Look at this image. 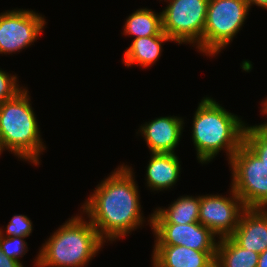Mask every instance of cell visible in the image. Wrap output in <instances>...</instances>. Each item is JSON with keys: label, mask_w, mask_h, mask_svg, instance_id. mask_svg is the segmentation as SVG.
Wrapping results in <instances>:
<instances>
[{"label": "cell", "mask_w": 267, "mask_h": 267, "mask_svg": "<svg viewBox=\"0 0 267 267\" xmlns=\"http://www.w3.org/2000/svg\"><path fill=\"white\" fill-rule=\"evenodd\" d=\"M137 185L133 168L121 164L81 205L104 242L120 240L146 222Z\"/></svg>", "instance_id": "1"}, {"label": "cell", "mask_w": 267, "mask_h": 267, "mask_svg": "<svg viewBox=\"0 0 267 267\" xmlns=\"http://www.w3.org/2000/svg\"><path fill=\"white\" fill-rule=\"evenodd\" d=\"M192 142L199 163L207 164L220 151L228 161L244 143L246 123L211 97H203L194 113Z\"/></svg>", "instance_id": "2"}, {"label": "cell", "mask_w": 267, "mask_h": 267, "mask_svg": "<svg viewBox=\"0 0 267 267\" xmlns=\"http://www.w3.org/2000/svg\"><path fill=\"white\" fill-rule=\"evenodd\" d=\"M82 213L72 216L42 244L34 266L86 267L105 242Z\"/></svg>", "instance_id": "3"}, {"label": "cell", "mask_w": 267, "mask_h": 267, "mask_svg": "<svg viewBox=\"0 0 267 267\" xmlns=\"http://www.w3.org/2000/svg\"><path fill=\"white\" fill-rule=\"evenodd\" d=\"M24 87L14 98L0 106V152L8 151L22 161L39 165L45 151L38 120Z\"/></svg>", "instance_id": "4"}, {"label": "cell", "mask_w": 267, "mask_h": 267, "mask_svg": "<svg viewBox=\"0 0 267 267\" xmlns=\"http://www.w3.org/2000/svg\"><path fill=\"white\" fill-rule=\"evenodd\" d=\"M245 0H209L202 38V54L215 56L226 48L247 19Z\"/></svg>", "instance_id": "5"}, {"label": "cell", "mask_w": 267, "mask_h": 267, "mask_svg": "<svg viewBox=\"0 0 267 267\" xmlns=\"http://www.w3.org/2000/svg\"><path fill=\"white\" fill-rule=\"evenodd\" d=\"M231 188L246 208L267 209V165L244 143L229 160Z\"/></svg>", "instance_id": "6"}, {"label": "cell", "mask_w": 267, "mask_h": 267, "mask_svg": "<svg viewBox=\"0 0 267 267\" xmlns=\"http://www.w3.org/2000/svg\"><path fill=\"white\" fill-rule=\"evenodd\" d=\"M162 31L172 42L193 44L202 53V38L209 0H164Z\"/></svg>", "instance_id": "7"}, {"label": "cell", "mask_w": 267, "mask_h": 267, "mask_svg": "<svg viewBox=\"0 0 267 267\" xmlns=\"http://www.w3.org/2000/svg\"><path fill=\"white\" fill-rule=\"evenodd\" d=\"M46 20L32 9H14L0 13V54L20 52L41 35Z\"/></svg>", "instance_id": "8"}, {"label": "cell", "mask_w": 267, "mask_h": 267, "mask_svg": "<svg viewBox=\"0 0 267 267\" xmlns=\"http://www.w3.org/2000/svg\"><path fill=\"white\" fill-rule=\"evenodd\" d=\"M231 196L201 195L199 222L219 239L230 237L238 226L242 212L246 209L241 198L231 188Z\"/></svg>", "instance_id": "9"}, {"label": "cell", "mask_w": 267, "mask_h": 267, "mask_svg": "<svg viewBox=\"0 0 267 267\" xmlns=\"http://www.w3.org/2000/svg\"><path fill=\"white\" fill-rule=\"evenodd\" d=\"M154 246L183 245L197 251H217L219 238L200 222L190 224H151Z\"/></svg>", "instance_id": "10"}, {"label": "cell", "mask_w": 267, "mask_h": 267, "mask_svg": "<svg viewBox=\"0 0 267 267\" xmlns=\"http://www.w3.org/2000/svg\"><path fill=\"white\" fill-rule=\"evenodd\" d=\"M184 119L177 116L158 117L138 129L151 153H175L181 141Z\"/></svg>", "instance_id": "11"}, {"label": "cell", "mask_w": 267, "mask_h": 267, "mask_svg": "<svg viewBox=\"0 0 267 267\" xmlns=\"http://www.w3.org/2000/svg\"><path fill=\"white\" fill-rule=\"evenodd\" d=\"M230 238L243 249L264 252L267 249V209L246 208Z\"/></svg>", "instance_id": "12"}, {"label": "cell", "mask_w": 267, "mask_h": 267, "mask_svg": "<svg viewBox=\"0 0 267 267\" xmlns=\"http://www.w3.org/2000/svg\"><path fill=\"white\" fill-rule=\"evenodd\" d=\"M152 267H215L216 251H197L183 245L154 246Z\"/></svg>", "instance_id": "13"}, {"label": "cell", "mask_w": 267, "mask_h": 267, "mask_svg": "<svg viewBox=\"0 0 267 267\" xmlns=\"http://www.w3.org/2000/svg\"><path fill=\"white\" fill-rule=\"evenodd\" d=\"M146 167V185L152 191L169 190L177 183L181 173V161L176 153H150Z\"/></svg>", "instance_id": "14"}, {"label": "cell", "mask_w": 267, "mask_h": 267, "mask_svg": "<svg viewBox=\"0 0 267 267\" xmlns=\"http://www.w3.org/2000/svg\"><path fill=\"white\" fill-rule=\"evenodd\" d=\"M172 39L162 31L159 35L133 39L123 55V64L127 67L139 65L143 68L152 67L162 56V43ZM152 65V66H151Z\"/></svg>", "instance_id": "15"}, {"label": "cell", "mask_w": 267, "mask_h": 267, "mask_svg": "<svg viewBox=\"0 0 267 267\" xmlns=\"http://www.w3.org/2000/svg\"><path fill=\"white\" fill-rule=\"evenodd\" d=\"M200 195H185L174 200L169 207L155 208L151 224H190L199 222Z\"/></svg>", "instance_id": "16"}, {"label": "cell", "mask_w": 267, "mask_h": 267, "mask_svg": "<svg viewBox=\"0 0 267 267\" xmlns=\"http://www.w3.org/2000/svg\"><path fill=\"white\" fill-rule=\"evenodd\" d=\"M259 253L243 249L230 237L219 239L215 267H257Z\"/></svg>", "instance_id": "17"}, {"label": "cell", "mask_w": 267, "mask_h": 267, "mask_svg": "<svg viewBox=\"0 0 267 267\" xmlns=\"http://www.w3.org/2000/svg\"><path fill=\"white\" fill-rule=\"evenodd\" d=\"M123 28V35L133 36V39L159 35L162 32L161 12L137 9L127 17Z\"/></svg>", "instance_id": "18"}, {"label": "cell", "mask_w": 267, "mask_h": 267, "mask_svg": "<svg viewBox=\"0 0 267 267\" xmlns=\"http://www.w3.org/2000/svg\"><path fill=\"white\" fill-rule=\"evenodd\" d=\"M244 144L249 147L267 165V127L247 125L244 132Z\"/></svg>", "instance_id": "19"}, {"label": "cell", "mask_w": 267, "mask_h": 267, "mask_svg": "<svg viewBox=\"0 0 267 267\" xmlns=\"http://www.w3.org/2000/svg\"><path fill=\"white\" fill-rule=\"evenodd\" d=\"M32 228V222L26 215H14L7 224L5 233L3 229L0 228V236H18L26 238L31 235Z\"/></svg>", "instance_id": "20"}, {"label": "cell", "mask_w": 267, "mask_h": 267, "mask_svg": "<svg viewBox=\"0 0 267 267\" xmlns=\"http://www.w3.org/2000/svg\"><path fill=\"white\" fill-rule=\"evenodd\" d=\"M0 249L9 258L20 262V257H23L28 252L27 242L24 237H5L0 236Z\"/></svg>", "instance_id": "21"}, {"label": "cell", "mask_w": 267, "mask_h": 267, "mask_svg": "<svg viewBox=\"0 0 267 267\" xmlns=\"http://www.w3.org/2000/svg\"><path fill=\"white\" fill-rule=\"evenodd\" d=\"M18 77L0 69V106L7 100L14 98L24 86H19Z\"/></svg>", "instance_id": "22"}, {"label": "cell", "mask_w": 267, "mask_h": 267, "mask_svg": "<svg viewBox=\"0 0 267 267\" xmlns=\"http://www.w3.org/2000/svg\"><path fill=\"white\" fill-rule=\"evenodd\" d=\"M0 267H24L21 262L7 257L0 249Z\"/></svg>", "instance_id": "23"}, {"label": "cell", "mask_w": 267, "mask_h": 267, "mask_svg": "<svg viewBox=\"0 0 267 267\" xmlns=\"http://www.w3.org/2000/svg\"><path fill=\"white\" fill-rule=\"evenodd\" d=\"M249 6V8L252 7V5H256L258 7H261L262 9H267V0H245Z\"/></svg>", "instance_id": "24"}, {"label": "cell", "mask_w": 267, "mask_h": 267, "mask_svg": "<svg viewBox=\"0 0 267 267\" xmlns=\"http://www.w3.org/2000/svg\"><path fill=\"white\" fill-rule=\"evenodd\" d=\"M257 267H267V249L260 253Z\"/></svg>", "instance_id": "25"}, {"label": "cell", "mask_w": 267, "mask_h": 267, "mask_svg": "<svg viewBox=\"0 0 267 267\" xmlns=\"http://www.w3.org/2000/svg\"><path fill=\"white\" fill-rule=\"evenodd\" d=\"M261 109H262L261 112L266 115L267 114V97H265V100H263ZM259 126L267 127V121H265V123L260 124Z\"/></svg>", "instance_id": "26"}]
</instances>
